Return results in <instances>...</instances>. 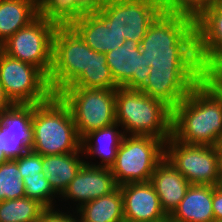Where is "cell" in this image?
Here are the masks:
<instances>
[{"label": "cell", "mask_w": 222, "mask_h": 222, "mask_svg": "<svg viewBox=\"0 0 222 222\" xmlns=\"http://www.w3.org/2000/svg\"><path fill=\"white\" fill-rule=\"evenodd\" d=\"M150 67L162 70H201L196 51L195 20L160 13L140 42Z\"/></svg>", "instance_id": "6da1fadb"}, {"label": "cell", "mask_w": 222, "mask_h": 222, "mask_svg": "<svg viewBox=\"0 0 222 222\" xmlns=\"http://www.w3.org/2000/svg\"><path fill=\"white\" fill-rule=\"evenodd\" d=\"M172 135L183 143L216 146L222 135V83L204 77L172 110Z\"/></svg>", "instance_id": "7a4b0ae2"}, {"label": "cell", "mask_w": 222, "mask_h": 222, "mask_svg": "<svg viewBox=\"0 0 222 222\" xmlns=\"http://www.w3.org/2000/svg\"><path fill=\"white\" fill-rule=\"evenodd\" d=\"M32 144L30 149L39 155H61L82 152L69 107L58 95L33 104Z\"/></svg>", "instance_id": "3957f363"}, {"label": "cell", "mask_w": 222, "mask_h": 222, "mask_svg": "<svg viewBox=\"0 0 222 222\" xmlns=\"http://www.w3.org/2000/svg\"><path fill=\"white\" fill-rule=\"evenodd\" d=\"M116 122L125 135L151 136L166 142L172 136V109L137 89L116 88Z\"/></svg>", "instance_id": "277c9868"}, {"label": "cell", "mask_w": 222, "mask_h": 222, "mask_svg": "<svg viewBox=\"0 0 222 222\" xmlns=\"http://www.w3.org/2000/svg\"><path fill=\"white\" fill-rule=\"evenodd\" d=\"M165 158V142L151 136L125 135L110 171L118 186L150 182L157 165Z\"/></svg>", "instance_id": "5b68a950"}, {"label": "cell", "mask_w": 222, "mask_h": 222, "mask_svg": "<svg viewBox=\"0 0 222 222\" xmlns=\"http://www.w3.org/2000/svg\"><path fill=\"white\" fill-rule=\"evenodd\" d=\"M57 95L69 107L80 139L116 123V89L65 88Z\"/></svg>", "instance_id": "8992f818"}, {"label": "cell", "mask_w": 222, "mask_h": 222, "mask_svg": "<svg viewBox=\"0 0 222 222\" xmlns=\"http://www.w3.org/2000/svg\"><path fill=\"white\" fill-rule=\"evenodd\" d=\"M91 50L71 26L56 28L53 35L52 67L47 77L54 95L69 87L89 68Z\"/></svg>", "instance_id": "52a82bcc"}, {"label": "cell", "mask_w": 222, "mask_h": 222, "mask_svg": "<svg viewBox=\"0 0 222 222\" xmlns=\"http://www.w3.org/2000/svg\"><path fill=\"white\" fill-rule=\"evenodd\" d=\"M0 84L12 104H39L53 95L39 68L4 52L0 53Z\"/></svg>", "instance_id": "ba28073f"}, {"label": "cell", "mask_w": 222, "mask_h": 222, "mask_svg": "<svg viewBox=\"0 0 222 222\" xmlns=\"http://www.w3.org/2000/svg\"><path fill=\"white\" fill-rule=\"evenodd\" d=\"M165 157L191 185L220 184V158L215 146L183 143L172 135L165 142Z\"/></svg>", "instance_id": "9c48e42d"}, {"label": "cell", "mask_w": 222, "mask_h": 222, "mask_svg": "<svg viewBox=\"0 0 222 222\" xmlns=\"http://www.w3.org/2000/svg\"><path fill=\"white\" fill-rule=\"evenodd\" d=\"M57 26L38 16L4 43L2 52L39 68L47 77L52 67L53 35Z\"/></svg>", "instance_id": "30bf717a"}, {"label": "cell", "mask_w": 222, "mask_h": 222, "mask_svg": "<svg viewBox=\"0 0 222 222\" xmlns=\"http://www.w3.org/2000/svg\"><path fill=\"white\" fill-rule=\"evenodd\" d=\"M97 13L114 33L140 43L161 11L158 0H109Z\"/></svg>", "instance_id": "8fae6325"}, {"label": "cell", "mask_w": 222, "mask_h": 222, "mask_svg": "<svg viewBox=\"0 0 222 222\" xmlns=\"http://www.w3.org/2000/svg\"><path fill=\"white\" fill-rule=\"evenodd\" d=\"M196 51L205 77L222 71V0L207 8L196 20Z\"/></svg>", "instance_id": "7c38bea8"}, {"label": "cell", "mask_w": 222, "mask_h": 222, "mask_svg": "<svg viewBox=\"0 0 222 222\" xmlns=\"http://www.w3.org/2000/svg\"><path fill=\"white\" fill-rule=\"evenodd\" d=\"M204 77L202 70H162L150 67L147 82L140 90L163 101L173 110Z\"/></svg>", "instance_id": "4fadbf2b"}, {"label": "cell", "mask_w": 222, "mask_h": 222, "mask_svg": "<svg viewBox=\"0 0 222 222\" xmlns=\"http://www.w3.org/2000/svg\"><path fill=\"white\" fill-rule=\"evenodd\" d=\"M139 44L127 39L117 49L106 53L107 65L118 87L140 90L147 82L150 64Z\"/></svg>", "instance_id": "5bb4252c"}, {"label": "cell", "mask_w": 222, "mask_h": 222, "mask_svg": "<svg viewBox=\"0 0 222 222\" xmlns=\"http://www.w3.org/2000/svg\"><path fill=\"white\" fill-rule=\"evenodd\" d=\"M33 104H13L1 114L0 152L7 159H16L32 144Z\"/></svg>", "instance_id": "9a60e30c"}, {"label": "cell", "mask_w": 222, "mask_h": 222, "mask_svg": "<svg viewBox=\"0 0 222 222\" xmlns=\"http://www.w3.org/2000/svg\"><path fill=\"white\" fill-rule=\"evenodd\" d=\"M125 222H157L167 218L150 182L120 185Z\"/></svg>", "instance_id": "2e32d148"}, {"label": "cell", "mask_w": 222, "mask_h": 222, "mask_svg": "<svg viewBox=\"0 0 222 222\" xmlns=\"http://www.w3.org/2000/svg\"><path fill=\"white\" fill-rule=\"evenodd\" d=\"M117 187L118 185L110 168L96 167L84 163L61 197L62 199L64 197V199L79 202L76 205L77 208H75L78 209L93 199L111 193Z\"/></svg>", "instance_id": "e0dca14e"}, {"label": "cell", "mask_w": 222, "mask_h": 222, "mask_svg": "<svg viewBox=\"0 0 222 222\" xmlns=\"http://www.w3.org/2000/svg\"><path fill=\"white\" fill-rule=\"evenodd\" d=\"M161 206L169 216L179 205L190 187V183L165 157L156 167L151 176Z\"/></svg>", "instance_id": "ac0fdd59"}, {"label": "cell", "mask_w": 222, "mask_h": 222, "mask_svg": "<svg viewBox=\"0 0 222 222\" xmlns=\"http://www.w3.org/2000/svg\"><path fill=\"white\" fill-rule=\"evenodd\" d=\"M213 186L190 185L185 197L168 216L173 222H214Z\"/></svg>", "instance_id": "d6986e66"}, {"label": "cell", "mask_w": 222, "mask_h": 222, "mask_svg": "<svg viewBox=\"0 0 222 222\" xmlns=\"http://www.w3.org/2000/svg\"><path fill=\"white\" fill-rule=\"evenodd\" d=\"M71 27L92 50L104 54L117 49L126 40L114 33L97 12L85 13Z\"/></svg>", "instance_id": "ffe728a7"}, {"label": "cell", "mask_w": 222, "mask_h": 222, "mask_svg": "<svg viewBox=\"0 0 222 222\" xmlns=\"http://www.w3.org/2000/svg\"><path fill=\"white\" fill-rule=\"evenodd\" d=\"M118 127H120V125L116 122L110 126L92 131L81 139V150L84 155L86 154V157L87 155H97L100 159H102L101 164L99 163V165L93 163L90 164L86 161L85 164L96 167L111 168L115 162L117 150L125 136L124 132L118 130Z\"/></svg>", "instance_id": "44dd1931"}, {"label": "cell", "mask_w": 222, "mask_h": 222, "mask_svg": "<svg viewBox=\"0 0 222 222\" xmlns=\"http://www.w3.org/2000/svg\"><path fill=\"white\" fill-rule=\"evenodd\" d=\"M80 153L82 152L42 156L43 175L57 195H62L85 163L79 158Z\"/></svg>", "instance_id": "7402d4cb"}, {"label": "cell", "mask_w": 222, "mask_h": 222, "mask_svg": "<svg viewBox=\"0 0 222 222\" xmlns=\"http://www.w3.org/2000/svg\"><path fill=\"white\" fill-rule=\"evenodd\" d=\"M39 16V8L30 0H0V43Z\"/></svg>", "instance_id": "603a6c76"}, {"label": "cell", "mask_w": 222, "mask_h": 222, "mask_svg": "<svg viewBox=\"0 0 222 222\" xmlns=\"http://www.w3.org/2000/svg\"><path fill=\"white\" fill-rule=\"evenodd\" d=\"M123 207V196L118 186L111 193L84 204L76 212L79 222H125Z\"/></svg>", "instance_id": "cb8c5ba5"}, {"label": "cell", "mask_w": 222, "mask_h": 222, "mask_svg": "<svg viewBox=\"0 0 222 222\" xmlns=\"http://www.w3.org/2000/svg\"><path fill=\"white\" fill-rule=\"evenodd\" d=\"M117 87L107 65L106 54L91 50L89 68L66 88L116 89Z\"/></svg>", "instance_id": "d4e9b609"}, {"label": "cell", "mask_w": 222, "mask_h": 222, "mask_svg": "<svg viewBox=\"0 0 222 222\" xmlns=\"http://www.w3.org/2000/svg\"><path fill=\"white\" fill-rule=\"evenodd\" d=\"M46 209L38 200L26 196L0 201V222H37Z\"/></svg>", "instance_id": "484cf974"}, {"label": "cell", "mask_w": 222, "mask_h": 222, "mask_svg": "<svg viewBox=\"0 0 222 222\" xmlns=\"http://www.w3.org/2000/svg\"><path fill=\"white\" fill-rule=\"evenodd\" d=\"M85 13L76 0H45L39 7V16L57 27L72 26Z\"/></svg>", "instance_id": "4316f807"}, {"label": "cell", "mask_w": 222, "mask_h": 222, "mask_svg": "<svg viewBox=\"0 0 222 222\" xmlns=\"http://www.w3.org/2000/svg\"><path fill=\"white\" fill-rule=\"evenodd\" d=\"M16 159L0 164V201L25 197V187Z\"/></svg>", "instance_id": "83f0119b"}, {"label": "cell", "mask_w": 222, "mask_h": 222, "mask_svg": "<svg viewBox=\"0 0 222 222\" xmlns=\"http://www.w3.org/2000/svg\"><path fill=\"white\" fill-rule=\"evenodd\" d=\"M218 0H158L161 13L179 14L196 20Z\"/></svg>", "instance_id": "f1b7e54d"}, {"label": "cell", "mask_w": 222, "mask_h": 222, "mask_svg": "<svg viewBox=\"0 0 222 222\" xmlns=\"http://www.w3.org/2000/svg\"><path fill=\"white\" fill-rule=\"evenodd\" d=\"M25 196L38 200L46 208H54L53 200L57 195L51 188L49 181L42 176H25L22 179Z\"/></svg>", "instance_id": "f546056e"}, {"label": "cell", "mask_w": 222, "mask_h": 222, "mask_svg": "<svg viewBox=\"0 0 222 222\" xmlns=\"http://www.w3.org/2000/svg\"><path fill=\"white\" fill-rule=\"evenodd\" d=\"M19 172L22 178L25 176H42V155L32 151L27 150L20 157L16 158Z\"/></svg>", "instance_id": "4dcf8cb0"}, {"label": "cell", "mask_w": 222, "mask_h": 222, "mask_svg": "<svg viewBox=\"0 0 222 222\" xmlns=\"http://www.w3.org/2000/svg\"><path fill=\"white\" fill-rule=\"evenodd\" d=\"M55 209L56 208H47L37 222H79L77 216L74 218V215L71 213L68 215L67 213L59 211V209L58 211Z\"/></svg>", "instance_id": "1f68e13d"}, {"label": "cell", "mask_w": 222, "mask_h": 222, "mask_svg": "<svg viewBox=\"0 0 222 222\" xmlns=\"http://www.w3.org/2000/svg\"><path fill=\"white\" fill-rule=\"evenodd\" d=\"M212 208L214 221L222 220V185L213 186Z\"/></svg>", "instance_id": "d6a6232c"}, {"label": "cell", "mask_w": 222, "mask_h": 222, "mask_svg": "<svg viewBox=\"0 0 222 222\" xmlns=\"http://www.w3.org/2000/svg\"><path fill=\"white\" fill-rule=\"evenodd\" d=\"M109 0H76L77 4L86 12H98Z\"/></svg>", "instance_id": "836d02e7"}, {"label": "cell", "mask_w": 222, "mask_h": 222, "mask_svg": "<svg viewBox=\"0 0 222 222\" xmlns=\"http://www.w3.org/2000/svg\"><path fill=\"white\" fill-rule=\"evenodd\" d=\"M13 104L11 101L6 97L3 87L0 84V114H2L3 111L9 109Z\"/></svg>", "instance_id": "e575fe53"}, {"label": "cell", "mask_w": 222, "mask_h": 222, "mask_svg": "<svg viewBox=\"0 0 222 222\" xmlns=\"http://www.w3.org/2000/svg\"><path fill=\"white\" fill-rule=\"evenodd\" d=\"M215 147L218 151L219 158H222V135L219 137Z\"/></svg>", "instance_id": "d590c367"}, {"label": "cell", "mask_w": 222, "mask_h": 222, "mask_svg": "<svg viewBox=\"0 0 222 222\" xmlns=\"http://www.w3.org/2000/svg\"><path fill=\"white\" fill-rule=\"evenodd\" d=\"M7 157L4 155L3 152H0V164L5 163L7 161Z\"/></svg>", "instance_id": "8d00e7d4"}, {"label": "cell", "mask_w": 222, "mask_h": 222, "mask_svg": "<svg viewBox=\"0 0 222 222\" xmlns=\"http://www.w3.org/2000/svg\"><path fill=\"white\" fill-rule=\"evenodd\" d=\"M30 1L33 2L39 8L45 0H30Z\"/></svg>", "instance_id": "74e56055"}, {"label": "cell", "mask_w": 222, "mask_h": 222, "mask_svg": "<svg viewBox=\"0 0 222 222\" xmlns=\"http://www.w3.org/2000/svg\"><path fill=\"white\" fill-rule=\"evenodd\" d=\"M220 185H222V158H220Z\"/></svg>", "instance_id": "f35d334b"}, {"label": "cell", "mask_w": 222, "mask_h": 222, "mask_svg": "<svg viewBox=\"0 0 222 222\" xmlns=\"http://www.w3.org/2000/svg\"><path fill=\"white\" fill-rule=\"evenodd\" d=\"M157 222H173L169 217L163 219L162 221H157Z\"/></svg>", "instance_id": "ab89813d"}, {"label": "cell", "mask_w": 222, "mask_h": 222, "mask_svg": "<svg viewBox=\"0 0 222 222\" xmlns=\"http://www.w3.org/2000/svg\"><path fill=\"white\" fill-rule=\"evenodd\" d=\"M216 77L222 83V71Z\"/></svg>", "instance_id": "60d3db41"}, {"label": "cell", "mask_w": 222, "mask_h": 222, "mask_svg": "<svg viewBox=\"0 0 222 222\" xmlns=\"http://www.w3.org/2000/svg\"><path fill=\"white\" fill-rule=\"evenodd\" d=\"M2 52V44L0 43V53Z\"/></svg>", "instance_id": "b9f144b4"}]
</instances>
